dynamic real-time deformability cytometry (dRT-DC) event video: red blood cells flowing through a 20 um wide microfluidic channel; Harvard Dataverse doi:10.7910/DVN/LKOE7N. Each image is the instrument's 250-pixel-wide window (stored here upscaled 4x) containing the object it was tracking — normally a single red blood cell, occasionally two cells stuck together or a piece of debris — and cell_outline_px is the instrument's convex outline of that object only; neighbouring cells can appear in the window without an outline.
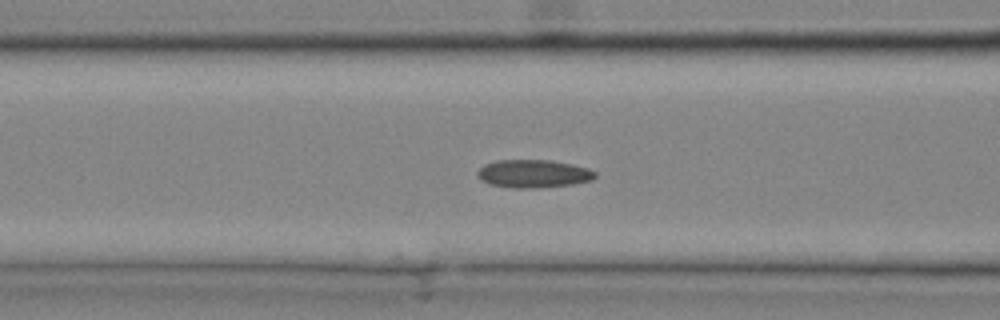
{"species": "common noctule bat (a hibernating species)", "species_latin": "Nyctalus noctula", "temperature_condition": "cold", "stored_images_in_passage": 28, "camera_frame_rate_fps": 3000, "um_per_image_px": 0.085, "animal": {"sex": "male", "body_mass_g": 20.4}, "frame": {"image": 1, "passage_image": 13, "time_ms": 4.0, "image_size_px": [1000, 320], "cell_outline_px": [[596, 176], [592, 180], [572, 184], [536, 188], [512, 188], [492, 184], [480, 180], [476, 176], [476, 172], [484, 164], [496, 160], [552, 160], [572, 164], [588, 168], [596, 172]], "centroid_in_image_um": [45.32, 14.76], "position_along_channel_um": 121.3, "area_um2": 19.31}}